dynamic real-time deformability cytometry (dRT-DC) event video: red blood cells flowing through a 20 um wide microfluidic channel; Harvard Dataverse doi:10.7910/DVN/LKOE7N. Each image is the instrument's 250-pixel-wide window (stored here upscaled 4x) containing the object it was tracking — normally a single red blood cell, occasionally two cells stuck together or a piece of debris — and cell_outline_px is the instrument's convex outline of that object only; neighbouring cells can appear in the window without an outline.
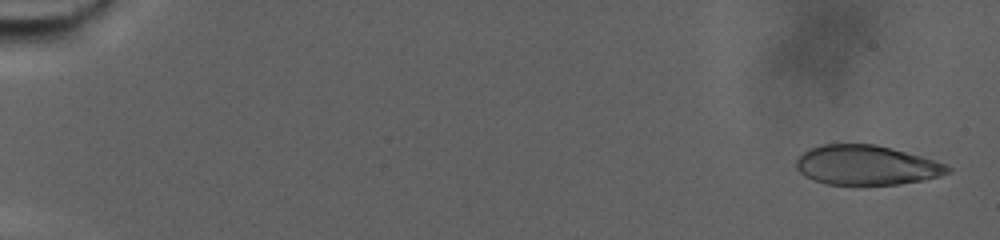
{"species": "human", "species_latin": "Homo sapiens", "temperature_condition": "warm", "stored_images_in_passage": 35, "camera_frame_rate_fps": 3000, "um_per_image_px": 0.085, "donor": {"sex": "male"}, "frame": {"image": 1, "passage_image": 1, "time_ms": 0.0, "image_size_px": [1000, 240], "cell_outline_px": [[952, 172], [940, 176], [924, 180], [900, 184], [864, 188], [856, 188], [828, 184], [812, 180], [804, 176], [796, 168], [796, 160], [808, 148], [820, 144], [876, 144], [892, 148], [948, 164], [952, 168]], "centroid_in_image_um": [73.65, 14.09], "position_along_channel_um": 11.4, "area_um2": 36.3}}
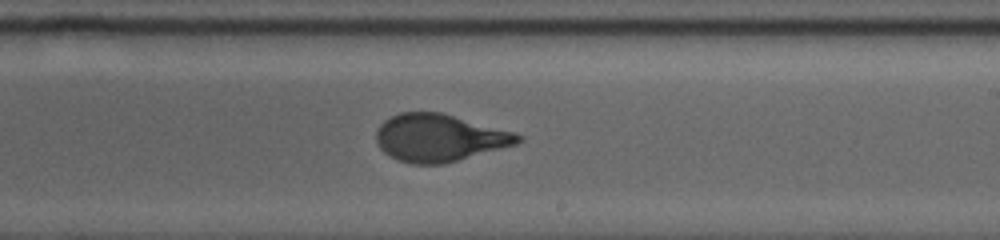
{"frame": {"image": 2, "passage_image": 20, "time_ms": 6.333, "image_size_px": [1000, 240], "cell_outline_px": [[524, 140], [516, 144], [444, 164], [412, 164], [396, 160], [384, 152], [380, 148], [376, 140], [376, 128], [384, 120], [400, 112], [440, 112], [516, 132], [524, 136]], "centroid_in_image_um": [37.34, 11.71], "position_along_channel_um": 251.7, "area_um2": 39.3}}
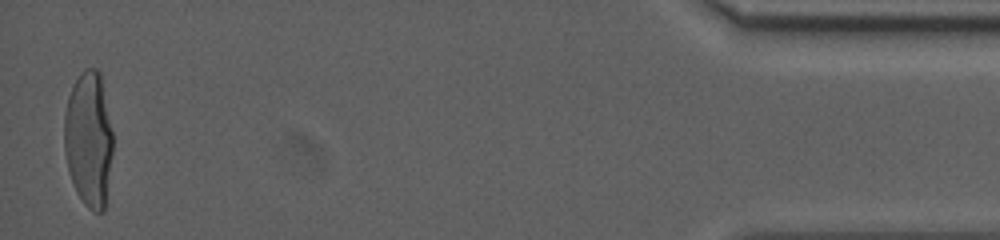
{"frame": {"image": 3, "passage_image": 35, "time_ms": 11.333, "image_size_px": [1000, 240], "cell_outline_px": [[112, 152], [104, 212], [92, 212], [84, 204], [76, 192], [68, 172], [64, 152], [64, 116], [68, 96], [80, 72], [84, 68], [96, 68], [100, 72], [112, 132]], "centroid_in_image_um": [7.52, 11.85], "position_along_channel_um": 427.7, "area_um2": 38.44}}